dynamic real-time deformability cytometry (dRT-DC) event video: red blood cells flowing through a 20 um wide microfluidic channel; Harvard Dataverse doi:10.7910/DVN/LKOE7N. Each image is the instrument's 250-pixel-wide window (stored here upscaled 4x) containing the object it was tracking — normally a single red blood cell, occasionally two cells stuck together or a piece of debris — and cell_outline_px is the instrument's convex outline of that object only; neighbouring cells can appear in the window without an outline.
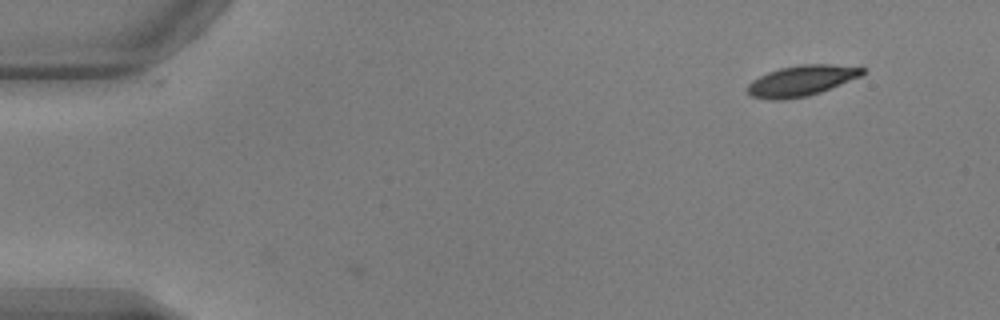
{"species": "common noctule bat (a hibernating species)", "species_latin": "Nyctalus noctula", "temperature_condition": "warm", "stored_images_in_passage": 2, "camera_frame_rate_fps": 3000, "um_per_image_px": 0.085, "animal": {"sex": "male", "body_mass_g": 17.9, "forearm_length_mm": 54.2}, "frame": {"image": 1, "passage_image": 1, "time_ms": 0.0, "image_size_px": [1000, 320], "cell_outline_px": [[864, 72], [860, 76], [820, 92], [808, 96], [784, 100], [768, 100], [752, 96], [744, 88], [752, 80], [768, 72], [780, 68], [800, 64], [832, 64], [864, 68]], "centroid_in_image_um": [68.06, 6.87], "position_along_channel_um": 16.9, "area_um2": 20.46}}